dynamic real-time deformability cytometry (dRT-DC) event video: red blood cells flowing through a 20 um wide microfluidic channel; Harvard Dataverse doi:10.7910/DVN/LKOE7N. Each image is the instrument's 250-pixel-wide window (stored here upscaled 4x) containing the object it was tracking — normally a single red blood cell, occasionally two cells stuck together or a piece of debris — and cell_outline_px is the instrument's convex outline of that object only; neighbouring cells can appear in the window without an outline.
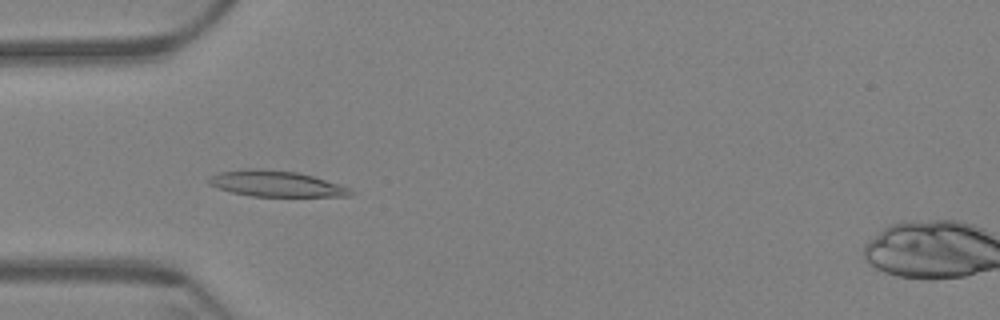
{"species": "Egyptian fruit bat (a non-hibernating species)", "species_latin": "Rousettus aegyptiacus", "temperature_condition": "warm", "stored_images_in_passage": 60, "camera_frame_rate_fps": 3000, "um_per_image_px": 0.085, "animal": {"sex": "female"}, "frame": {"image": 1, "passage_image": 18, "time_ms": 5.667, "image_size_px": [1000, 320], "cell_outline_px": [[356, 192], [352, 196], [252, 196], [232, 192], [208, 184], [208, 176], [220, 172], [244, 168], [260, 168], [296, 172], [312, 176], [352, 188]], "centroid_in_image_um": [23.47, 15.61], "position_along_channel_um": 61.5, "area_um2": 21.44}}
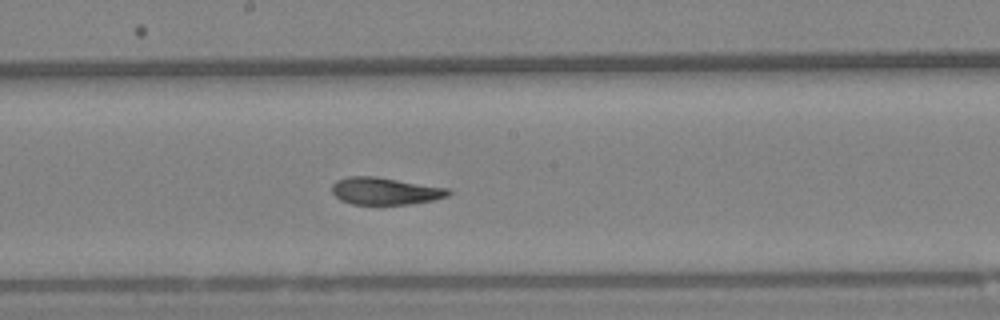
{"frame": {"image": 2, "passage_image": 32, "time_ms": 10.333, "image_size_px": [1000, 320], "cell_outline_px": [[452, 192], [448, 196], [432, 200], [408, 204], [352, 204], [340, 200], [332, 192], [332, 184], [336, 180], [348, 176], [376, 176], [448, 188]], "centroid_in_image_um": [32.71, 16.23], "position_along_channel_um": 215.5, "area_um2": 18.44}}
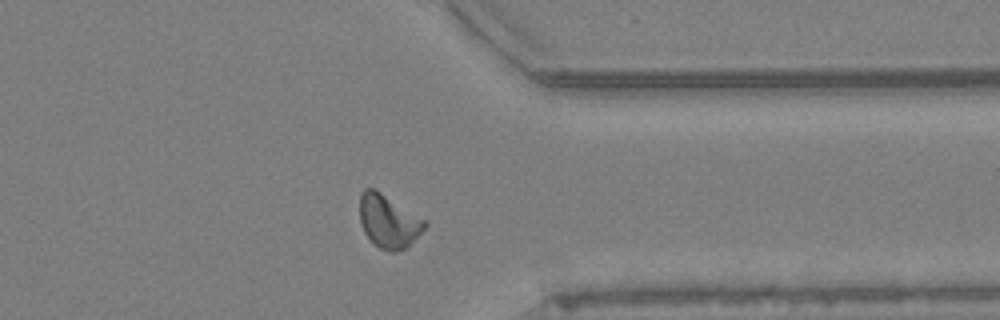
{"frame": {"image": 3, "passage_image": 47, "time_ms": 15.333, "image_size_px": [1000, 320], "cell_outline_px": [[428, 224], [404, 248], [392, 252], [388, 252], [380, 248], [364, 232], [360, 220], [360, 192], [364, 188], [372, 188], [380, 192], [424, 220]], "centroid_in_image_um": [32.97, 18.79], "position_along_channel_um": 378.4, "area_um2": 19.36}, "authors_computed_cell_mechanics": {"area_um2": 19.363, "velocity_mm_per_s": 3.3657, "shape_relaxation_time_tau1_ms": null, "shape_relaxation_time_tau2_ms": 2.3614, "deformation_change_tau1": null, "deformation_change_tau2": 0.0554}}